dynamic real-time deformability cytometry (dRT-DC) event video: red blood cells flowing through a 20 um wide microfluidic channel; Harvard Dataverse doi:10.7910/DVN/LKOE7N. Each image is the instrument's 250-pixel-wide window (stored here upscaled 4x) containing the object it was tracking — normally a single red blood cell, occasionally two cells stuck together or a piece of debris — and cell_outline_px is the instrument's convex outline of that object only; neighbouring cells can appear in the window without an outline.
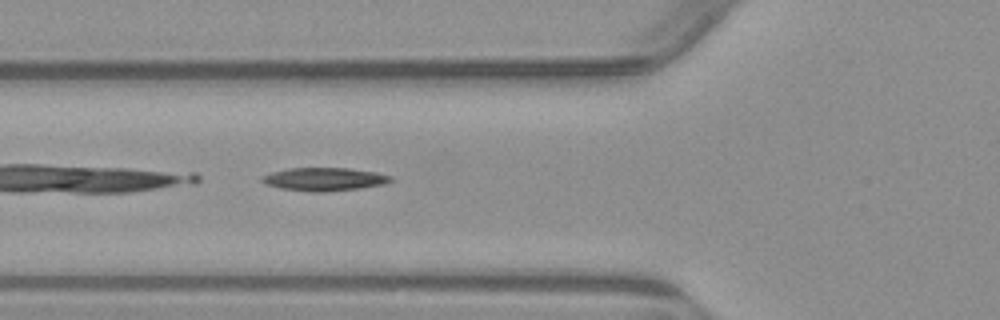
{"species": "common noctule bat (a hibernating species)", "species_latin": "Nyctalus noctula", "temperature_condition": "warm", "stored_images_in_passage": 2, "camera_frame_rate_fps": 3000, "um_per_image_px": 0.085, "animal": {"sex": "male", "body_mass_g": 23.1, "forearm_length_mm": 52.7}, "frame": {"image": 1, "passage_image": 2, "time_ms": 2.0, "image_size_px": [1000, 320], "cell_outline_px": [[392, 180], [384, 184], [360, 188], [328, 192], [312, 192], [280, 188], [264, 184], [260, 180], [260, 176], [272, 172], [288, 168], [348, 168], [376, 172], [392, 176]], "centroid_in_image_um": [27.53, 15.23], "position_along_channel_um": 98.3, "area_um2": 17.51}}